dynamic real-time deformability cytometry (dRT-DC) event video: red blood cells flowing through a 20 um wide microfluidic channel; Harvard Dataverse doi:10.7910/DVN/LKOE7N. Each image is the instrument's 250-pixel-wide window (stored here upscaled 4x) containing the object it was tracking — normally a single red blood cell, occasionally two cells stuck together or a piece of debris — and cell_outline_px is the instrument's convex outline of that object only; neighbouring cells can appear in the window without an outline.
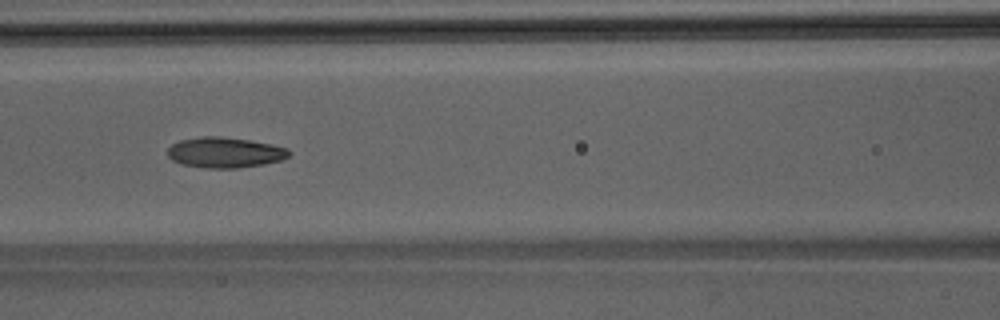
{"species": "Egyptian fruit bat (a non-hibernating species)", "species_latin": "Rousettus aegyptiacus", "temperature_condition": "room temperature", "stored_images_in_passage": 44, "camera_frame_rate_fps": 3000, "um_per_image_px": 0.085, "animal": {"sex": "male"}, "frame": {"image": 1, "passage_image": 17, "time_ms": 5.333, "image_size_px": [1000, 320], "cell_outline_px": [[292, 152], [288, 156], [280, 160], [264, 164], [236, 168], [204, 168], [180, 164], [172, 160], [168, 156], [168, 148], [172, 144], [180, 140], [204, 136], [220, 136], [248, 140], [288, 148]], "centroid_in_image_um": [19.09, 12.97], "position_along_channel_um": 147.5, "area_um2": 21.5}}
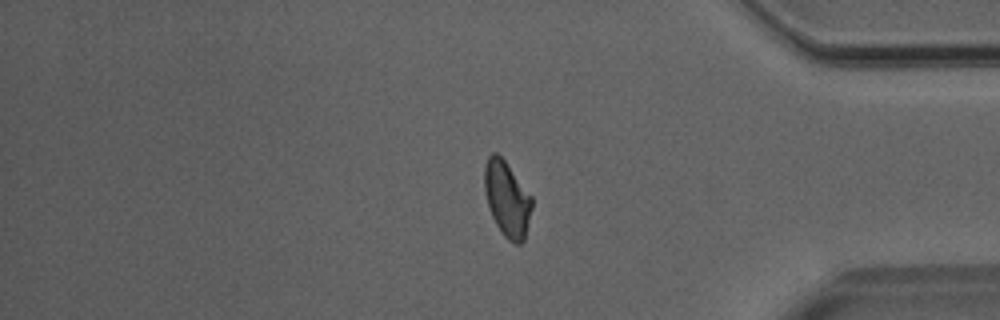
{"frame": {"image": 2, "passage_image": 36, "time_ms": 11.667, "image_size_px": [1000, 320], "cell_outline_px": [[532, 208], [524, 240], [520, 244], [516, 244], [508, 240], [504, 236], [496, 224], [488, 208], [484, 188], [484, 164], [488, 156], [492, 152], [496, 152], [504, 160], [532, 196]], "centroid_in_image_um": [43.08, 16.9], "position_along_channel_um": 392.1, "area_um2": 20.87}}
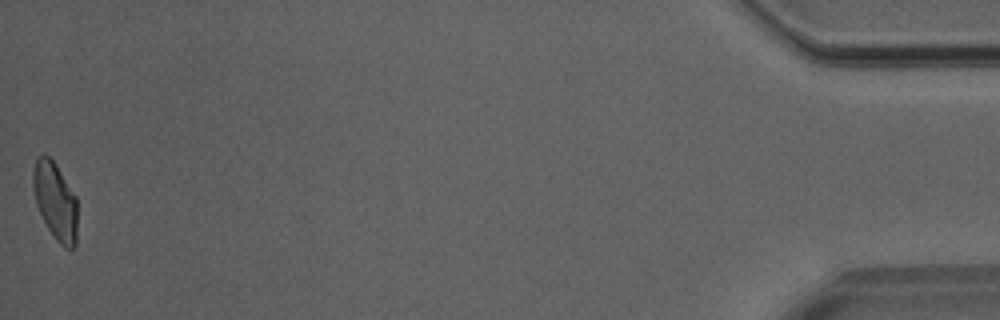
{"frame": {"image": 3, "passage_image": 44, "time_ms": 14.333, "image_size_px": [1000, 320], "cell_outline_px": [[76, 244], [72, 248], [64, 248], [56, 240], [48, 228], [36, 204], [32, 188], [32, 172], [36, 156], [44, 152], [56, 164], [76, 196]], "centroid_in_image_um": [4.67, 17.04], "position_along_channel_um": 430.5, "area_um2": 20.11}}